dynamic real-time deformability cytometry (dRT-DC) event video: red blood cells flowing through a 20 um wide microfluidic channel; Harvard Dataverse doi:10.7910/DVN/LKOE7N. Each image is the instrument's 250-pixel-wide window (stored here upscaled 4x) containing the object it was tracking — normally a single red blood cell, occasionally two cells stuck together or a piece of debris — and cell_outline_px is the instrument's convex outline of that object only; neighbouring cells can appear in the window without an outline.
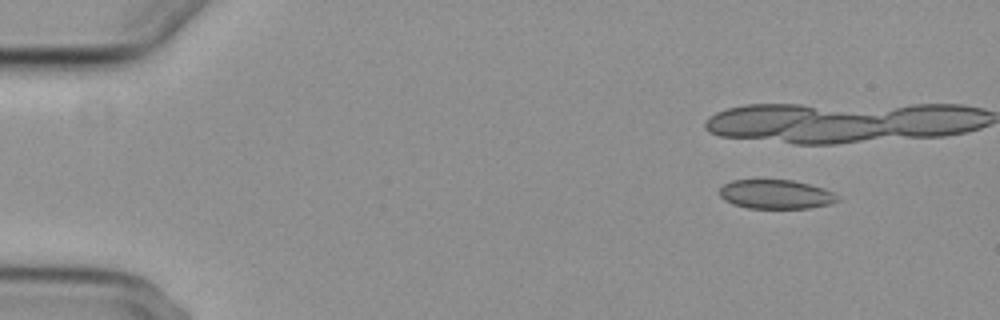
{"species": "common noctule bat (a hibernating species)", "species_latin": "Nyctalus noctula", "temperature_condition": "cold", "stored_images_in_passage": 4, "camera_frame_rate_fps": 3000, "um_per_image_px": 0.085, "animal": {"sex": "female", "body_mass_g": 29.2, "forearm_length_mm": 56.3}, "frame": {"image": 1, "passage_image": 2, "time_ms": 1.0, "image_size_px": [1000, 320], "cell_outline_px": [[840, 200], [832, 204], [808, 208], [748, 208], [732, 204], [724, 200], [720, 196], [720, 188], [724, 184], [732, 180], [792, 180], [824, 188], [840, 196]], "centroid_in_image_um": [65.97, 16.52], "position_along_channel_um": 19.0, "area_um2": 20.11}}